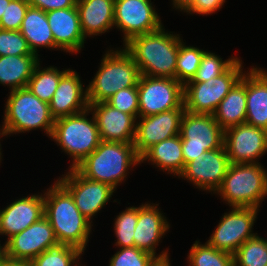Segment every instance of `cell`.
<instances>
[{"mask_svg": "<svg viewBox=\"0 0 267 266\" xmlns=\"http://www.w3.org/2000/svg\"><path fill=\"white\" fill-rule=\"evenodd\" d=\"M242 65L241 58H237L220 76L207 82H187L184 85L185 110L213 115L219 103L246 72Z\"/></svg>", "mask_w": 267, "mask_h": 266, "instance_id": "ba28073f", "label": "cell"}, {"mask_svg": "<svg viewBox=\"0 0 267 266\" xmlns=\"http://www.w3.org/2000/svg\"><path fill=\"white\" fill-rule=\"evenodd\" d=\"M247 114L245 123L267 130V71L251 66L246 71Z\"/></svg>", "mask_w": 267, "mask_h": 266, "instance_id": "603a6c76", "label": "cell"}, {"mask_svg": "<svg viewBox=\"0 0 267 266\" xmlns=\"http://www.w3.org/2000/svg\"><path fill=\"white\" fill-rule=\"evenodd\" d=\"M40 60L37 55L0 56V84L9 87L10 91L27 87Z\"/></svg>", "mask_w": 267, "mask_h": 266, "instance_id": "83f0119b", "label": "cell"}, {"mask_svg": "<svg viewBox=\"0 0 267 266\" xmlns=\"http://www.w3.org/2000/svg\"><path fill=\"white\" fill-rule=\"evenodd\" d=\"M234 266H267V239L256 234L233 254Z\"/></svg>", "mask_w": 267, "mask_h": 266, "instance_id": "1f68e13d", "label": "cell"}, {"mask_svg": "<svg viewBox=\"0 0 267 266\" xmlns=\"http://www.w3.org/2000/svg\"><path fill=\"white\" fill-rule=\"evenodd\" d=\"M79 74L68 68L61 76L58 87L49 103L53 118L59 119L88 109L87 88Z\"/></svg>", "mask_w": 267, "mask_h": 266, "instance_id": "44dd1931", "label": "cell"}, {"mask_svg": "<svg viewBox=\"0 0 267 266\" xmlns=\"http://www.w3.org/2000/svg\"><path fill=\"white\" fill-rule=\"evenodd\" d=\"M68 69L60 71L55 66L42 67L39 63L28 81L27 88L36 95L41 101L50 103L58 87L61 76Z\"/></svg>", "mask_w": 267, "mask_h": 266, "instance_id": "f1b7e54d", "label": "cell"}, {"mask_svg": "<svg viewBox=\"0 0 267 266\" xmlns=\"http://www.w3.org/2000/svg\"><path fill=\"white\" fill-rule=\"evenodd\" d=\"M29 6L28 0H11L0 20V29L19 31Z\"/></svg>", "mask_w": 267, "mask_h": 266, "instance_id": "f35d334b", "label": "cell"}, {"mask_svg": "<svg viewBox=\"0 0 267 266\" xmlns=\"http://www.w3.org/2000/svg\"><path fill=\"white\" fill-rule=\"evenodd\" d=\"M57 181L71 194L75 206L91 223L116 191L108 184L84 177L76 168H69Z\"/></svg>", "mask_w": 267, "mask_h": 266, "instance_id": "7c38bea8", "label": "cell"}, {"mask_svg": "<svg viewBox=\"0 0 267 266\" xmlns=\"http://www.w3.org/2000/svg\"><path fill=\"white\" fill-rule=\"evenodd\" d=\"M169 257L156 258L149 266H171Z\"/></svg>", "mask_w": 267, "mask_h": 266, "instance_id": "ee69618b", "label": "cell"}, {"mask_svg": "<svg viewBox=\"0 0 267 266\" xmlns=\"http://www.w3.org/2000/svg\"><path fill=\"white\" fill-rule=\"evenodd\" d=\"M195 0H171L172 2V8L181 12H185L193 3Z\"/></svg>", "mask_w": 267, "mask_h": 266, "instance_id": "b9f144b4", "label": "cell"}, {"mask_svg": "<svg viewBox=\"0 0 267 266\" xmlns=\"http://www.w3.org/2000/svg\"><path fill=\"white\" fill-rule=\"evenodd\" d=\"M260 209L254 207H231L222 215L217 227L206 241L210 246L234 254L249 238L254 237V223Z\"/></svg>", "mask_w": 267, "mask_h": 266, "instance_id": "8fae6325", "label": "cell"}, {"mask_svg": "<svg viewBox=\"0 0 267 266\" xmlns=\"http://www.w3.org/2000/svg\"><path fill=\"white\" fill-rule=\"evenodd\" d=\"M182 153L185 165L207 151L221 148L224 130L213 115L195 114L185 110L180 127Z\"/></svg>", "mask_w": 267, "mask_h": 266, "instance_id": "9c48e42d", "label": "cell"}, {"mask_svg": "<svg viewBox=\"0 0 267 266\" xmlns=\"http://www.w3.org/2000/svg\"><path fill=\"white\" fill-rule=\"evenodd\" d=\"M89 113L92 117L87 118ZM62 152L71 158L68 168H75L87 156H89L100 144L101 138L96 120L91 111L62 117L55 120L50 136Z\"/></svg>", "mask_w": 267, "mask_h": 266, "instance_id": "52a82bcc", "label": "cell"}, {"mask_svg": "<svg viewBox=\"0 0 267 266\" xmlns=\"http://www.w3.org/2000/svg\"><path fill=\"white\" fill-rule=\"evenodd\" d=\"M138 117L184 106V85L177 79L141 75L138 81Z\"/></svg>", "mask_w": 267, "mask_h": 266, "instance_id": "30bf717a", "label": "cell"}, {"mask_svg": "<svg viewBox=\"0 0 267 266\" xmlns=\"http://www.w3.org/2000/svg\"><path fill=\"white\" fill-rule=\"evenodd\" d=\"M185 108H176L136 119L134 147L141 156L152 145L180 134Z\"/></svg>", "mask_w": 267, "mask_h": 266, "instance_id": "e0dca14e", "label": "cell"}, {"mask_svg": "<svg viewBox=\"0 0 267 266\" xmlns=\"http://www.w3.org/2000/svg\"><path fill=\"white\" fill-rule=\"evenodd\" d=\"M11 0H0V20Z\"/></svg>", "mask_w": 267, "mask_h": 266, "instance_id": "f6af8a7d", "label": "cell"}, {"mask_svg": "<svg viewBox=\"0 0 267 266\" xmlns=\"http://www.w3.org/2000/svg\"><path fill=\"white\" fill-rule=\"evenodd\" d=\"M84 254L80 249L59 244L28 262L29 266H81L80 259ZM79 262V263H78ZM83 266V264H82Z\"/></svg>", "mask_w": 267, "mask_h": 266, "instance_id": "4dcf8cb0", "label": "cell"}, {"mask_svg": "<svg viewBox=\"0 0 267 266\" xmlns=\"http://www.w3.org/2000/svg\"><path fill=\"white\" fill-rule=\"evenodd\" d=\"M115 246L134 247V231L138 222V207L129 206L114 219Z\"/></svg>", "mask_w": 267, "mask_h": 266, "instance_id": "836d02e7", "label": "cell"}, {"mask_svg": "<svg viewBox=\"0 0 267 266\" xmlns=\"http://www.w3.org/2000/svg\"><path fill=\"white\" fill-rule=\"evenodd\" d=\"M98 126L101 141L133 143L136 119L128 113L113 108L107 102L89 104Z\"/></svg>", "mask_w": 267, "mask_h": 266, "instance_id": "d6986e66", "label": "cell"}, {"mask_svg": "<svg viewBox=\"0 0 267 266\" xmlns=\"http://www.w3.org/2000/svg\"><path fill=\"white\" fill-rule=\"evenodd\" d=\"M58 245L50 222L43 216L25 230L6 240L0 247V253L8 259L28 263L45 250Z\"/></svg>", "mask_w": 267, "mask_h": 266, "instance_id": "4fadbf2b", "label": "cell"}, {"mask_svg": "<svg viewBox=\"0 0 267 266\" xmlns=\"http://www.w3.org/2000/svg\"><path fill=\"white\" fill-rule=\"evenodd\" d=\"M76 7L85 38L114 28L115 0H77Z\"/></svg>", "mask_w": 267, "mask_h": 266, "instance_id": "cb8c5ba5", "label": "cell"}, {"mask_svg": "<svg viewBox=\"0 0 267 266\" xmlns=\"http://www.w3.org/2000/svg\"><path fill=\"white\" fill-rule=\"evenodd\" d=\"M144 161L155 165L160 171L178 177L184 170L180 134L152 145L140 156V163Z\"/></svg>", "mask_w": 267, "mask_h": 266, "instance_id": "d4e9b609", "label": "cell"}, {"mask_svg": "<svg viewBox=\"0 0 267 266\" xmlns=\"http://www.w3.org/2000/svg\"><path fill=\"white\" fill-rule=\"evenodd\" d=\"M31 7L39 8L45 12L56 9H66L76 6L77 0H28Z\"/></svg>", "mask_w": 267, "mask_h": 266, "instance_id": "60d3db41", "label": "cell"}, {"mask_svg": "<svg viewBox=\"0 0 267 266\" xmlns=\"http://www.w3.org/2000/svg\"><path fill=\"white\" fill-rule=\"evenodd\" d=\"M87 88L88 104L106 102L121 89L138 86L141 76L136 63L124 47L108 49Z\"/></svg>", "mask_w": 267, "mask_h": 266, "instance_id": "277c9868", "label": "cell"}, {"mask_svg": "<svg viewBox=\"0 0 267 266\" xmlns=\"http://www.w3.org/2000/svg\"><path fill=\"white\" fill-rule=\"evenodd\" d=\"M223 145L232 164L260 163L267 152V130L246 123L233 126L224 131Z\"/></svg>", "mask_w": 267, "mask_h": 266, "instance_id": "9a60e30c", "label": "cell"}, {"mask_svg": "<svg viewBox=\"0 0 267 266\" xmlns=\"http://www.w3.org/2000/svg\"><path fill=\"white\" fill-rule=\"evenodd\" d=\"M187 262L189 266H234V255L196 240L189 250Z\"/></svg>", "mask_w": 267, "mask_h": 266, "instance_id": "f546056e", "label": "cell"}, {"mask_svg": "<svg viewBox=\"0 0 267 266\" xmlns=\"http://www.w3.org/2000/svg\"><path fill=\"white\" fill-rule=\"evenodd\" d=\"M205 50L194 46H187L180 40L176 62V79L185 85L195 76Z\"/></svg>", "mask_w": 267, "mask_h": 266, "instance_id": "d6a6232c", "label": "cell"}, {"mask_svg": "<svg viewBox=\"0 0 267 266\" xmlns=\"http://www.w3.org/2000/svg\"><path fill=\"white\" fill-rule=\"evenodd\" d=\"M0 266H29V265L27 262L8 259L2 253H0Z\"/></svg>", "mask_w": 267, "mask_h": 266, "instance_id": "7bdbcfd3", "label": "cell"}, {"mask_svg": "<svg viewBox=\"0 0 267 266\" xmlns=\"http://www.w3.org/2000/svg\"><path fill=\"white\" fill-rule=\"evenodd\" d=\"M141 165L133 143L101 141L75 168L86 178L110 185L115 190L126 181L132 167Z\"/></svg>", "mask_w": 267, "mask_h": 266, "instance_id": "3957f363", "label": "cell"}, {"mask_svg": "<svg viewBox=\"0 0 267 266\" xmlns=\"http://www.w3.org/2000/svg\"><path fill=\"white\" fill-rule=\"evenodd\" d=\"M0 137L1 138H3L4 137V135H3V132H2V129L0 128ZM1 138H0V141H1ZM2 148H1V143H0V163H1V161H2V158H3V156H2Z\"/></svg>", "mask_w": 267, "mask_h": 266, "instance_id": "bcb514c9", "label": "cell"}, {"mask_svg": "<svg viewBox=\"0 0 267 266\" xmlns=\"http://www.w3.org/2000/svg\"><path fill=\"white\" fill-rule=\"evenodd\" d=\"M229 165L230 161L223 145L188 162L178 178L187 180L199 190L214 194L221 186Z\"/></svg>", "mask_w": 267, "mask_h": 266, "instance_id": "2e32d148", "label": "cell"}, {"mask_svg": "<svg viewBox=\"0 0 267 266\" xmlns=\"http://www.w3.org/2000/svg\"><path fill=\"white\" fill-rule=\"evenodd\" d=\"M44 216V192L16 199L0 209V235L7 240ZM1 242V241H0ZM2 244L0 243V247Z\"/></svg>", "mask_w": 267, "mask_h": 266, "instance_id": "ffe728a7", "label": "cell"}, {"mask_svg": "<svg viewBox=\"0 0 267 266\" xmlns=\"http://www.w3.org/2000/svg\"><path fill=\"white\" fill-rule=\"evenodd\" d=\"M238 57L232 56L227 60L217 54L205 51L199 68L192 80L188 82H207L212 78L220 76Z\"/></svg>", "mask_w": 267, "mask_h": 266, "instance_id": "e575fe53", "label": "cell"}, {"mask_svg": "<svg viewBox=\"0 0 267 266\" xmlns=\"http://www.w3.org/2000/svg\"><path fill=\"white\" fill-rule=\"evenodd\" d=\"M110 106L138 118L139 100L137 86L121 89L106 101Z\"/></svg>", "mask_w": 267, "mask_h": 266, "instance_id": "74e56055", "label": "cell"}, {"mask_svg": "<svg viewBox=\"0 0 267 266\" xmlns=\"http://www.w3.org/2000/svg\"><path fill=\"white\" fill-rule=\"evenodd\" d=\"M35 55L20 31L0 29V56Z\"/></svg>", "mask_w": 267, "mask_h": 266, "instance_id": "8d00e7d4", "label": "cell"}, {"mask_svg": "<svg viewBox=\"0 0 267 266\" xmlns=\"http://www.w3.org/2000/svg\"><path fill=\"white\" fill-rule=\"evenodd\" d=\"M151 0H115L114 28L123 33V45L133 37L160 29L162 20Z\"/></svg>", "mask_w": 267, "mask_h": 266, "instance_id": "5bb4252c", "label": "cell"}, {"mask_svg": "<svg viewBox=\"0 0 267 266\" xmlns=\"http://www.w3.org/2000/svg\"><path fill=\"white\" fill-rule=\"evenodd\" d=\"M118 250L110 258L109 266H149L157 258L136 247H123Z\"/></svg>", "mask_w": 267, "mask_h": 266, "instance_id": "d590c367", "label": "cell"}, {"mask_svg": "<svg viewBox=\"0 0 267 266\" xmlns=\"http://www.w3.org/2000/svg\"><path fill=\"white\" fill-rule=\"evenodd\" d=\"M19 31L35 55L40 56L38 49L42 47L55 50L54 37L45 11L29 6Z\"/></svg>", "mask_w": 267, "mask_h": 266, "instance_id": "4316f807", "label": "cell"}, {"mask_svg": "<svg viewBox=\"0 0 267 266\" xmlns=\"http://www.w3.org/2000/svg\"><path fill=\"white\" fill-rule=\"evenodd\" d=\"M214 194L229 207L259 209L267 198V170L261 163H230L221 186Z\"/></svg>", "mask_w": 267, "mask_h": 266, "instance_id": "8992f818", "label": "cell"}, {"mask_svg": "<svg viewBox=\"0 0 267 266\" xmlns=\"http://www.w3.org/2000/svg\"><path fill=\"white\" fill-rule=\"evenodd\" d=\"M46 190L44 216L50 222L58 243L76 247L84 253L93 224L80 213L71 194L57 180Z\"/></svg>", "mask_w": 267, "mask_h": 266, "instance_id": "7a4b0ae2", "label": "cell"}, {"mask_svg": "<svg viewBox=\"0 0 267 266\" xmlns=\"http://www.w3.org/2000/svg\"><path fill=\"white\" fill-rule=\"evenodd\" d=\"M226 0H195L194 3L185 11V13L199 14V15H212L219 11Z\"/></svg>", "mask_w": 267, "mask_h": 266, "instance_id": "ab89813d", "label": "cell"}, {"mask_svg": "<svg viewBox=\"0 0 267 266\" xmlns=\"http://www.w3.org/2000/svg\"><path fill=\"white\" fill-rule=\"evenodd\" d=\"M166 30L164 25L151 33L139 35L124 44L141 75L176 79V62L180 47L179 34Z\"/></svg>", "mask_w": 267, "mask_h": 266, "instance_id": "6da1fadb", "label": "cell"}, {"mask_svg": "<svg viewBox=\"0 0 267 266\" xmlns=\"http://www.w3.org/2000/svg\"><path fill=\"white\" fill-rule=\"evenodd\" d=\"M46 17L54 37L55 49L70 54L80 53L86 38L81 29L77 7L51 10L46 12Z\"/></svg>", "mask_w": 267, "mask_h": 266, "instance_id": "7402d4cb", "label": "cell"}, {"mask_svg": "<svg viewBox=\"0 0 267 266\" xmlns=\"http://www.w3.org/2000/svg\"><path fill=\"white\" fill-rule=\"evenodd\" d=\"M246 72L219 103L213 116L225 131L228 128L244 124L247 114Z\"/></svg>", "mask_w": 267, "mask_h": 266, "instance_id": "484cf974", "label": "cell"}, {"mask_svg": "<svg viewBox=\"0 0 267 266\" xmlns=\"http://www.w3.org/2000/svg\"><path fill=\"white\" fill-rule=\"evenodd\" d=\"M159 203L145 202L138 206V222L134 231V247L151 253L157 258L169 256L167 250L157 254L160 240L169 231L170 224L158 208ZM157 254V255H156Z\"/></svg>", "mask_w": 267, "mask_h": 266, "instance_id": "ac0fdd59", "label": "cell"}, {"mask_svg": "<svg viewBox=\"0 0 267 266\" xmlns=\"http://www.w3.org/2000/svg\"><path fill=\"white\" fill-rule=\"evenodd\" d=\"M5 103L2 122L4 137L42 129L50 138L55 119L49 104L41 101L27 87L11 90Z\"/></svg>", "mask_w": 267, "mask_h": 266, "instance_id": "5b68a950", "label": "cell"}]
</instances>
